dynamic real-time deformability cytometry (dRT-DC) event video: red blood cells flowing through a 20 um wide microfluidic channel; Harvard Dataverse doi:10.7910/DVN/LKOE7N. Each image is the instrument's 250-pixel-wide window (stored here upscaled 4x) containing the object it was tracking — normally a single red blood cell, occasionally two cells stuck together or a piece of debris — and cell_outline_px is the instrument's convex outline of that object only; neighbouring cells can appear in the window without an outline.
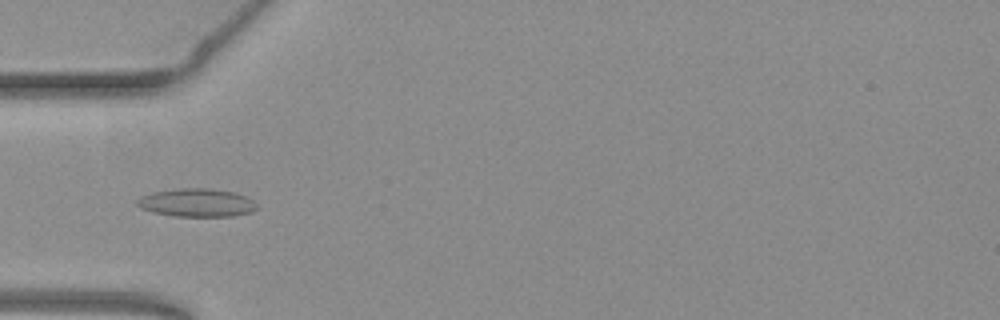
{"species": "common noctule bat (a hibernating species)", "species_latin": "Nyctalus noctula", "temperature_condition": "warm", "stored_images_in_passage": 45, "camera_frame_rate_fps": 3000, "um_per_image_px": 0.085, "animal": {"sex": "female", "body_mass_g": 19.3, "forearm_length_mm": 54.1}, "frame": {"image": 1, "passage_image": 8, "time_ms": 2.333, "image_size_px": [1000, 320], "cell_outline_px": [[260, 208], [252, 212], [232, 216], [172, 216], [152, 212], [140, 208], [136, 204], [136, 200], [152, 192], [180, 188], [208, 188], [232, 192], [244, 196], [252, 200]], "centroid_in_image_um": [16.72, 17.24], "position_along_channel_um": 68.3, "area_um2": 19.65}}
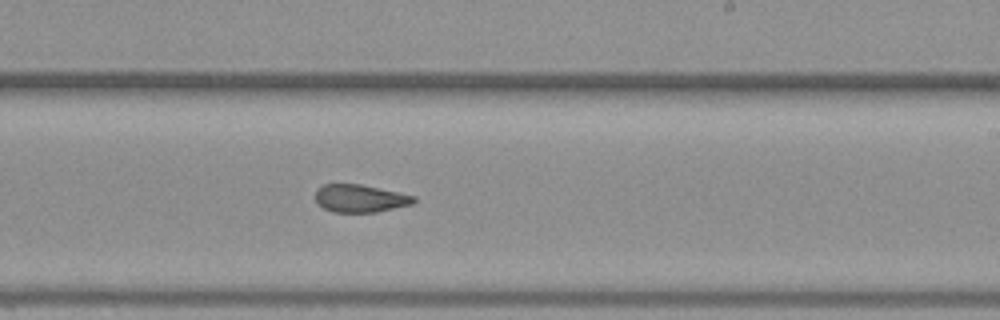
{"frame": {"image": 2, "passage_image": 23, "time_ms": 7.333, "image_size_px": [1000, 320], "cell_outline_px": [[416, 200], [412, 204], [376, 212], [332, 212], [324, 208], [316, 200], [316, 188], [324, 184], [360, 184], [416, 196]], "centroid_in_image_um": [30.6, 16.86], "position_along_channel_um": 258.4, "area_um2": 15.78}}
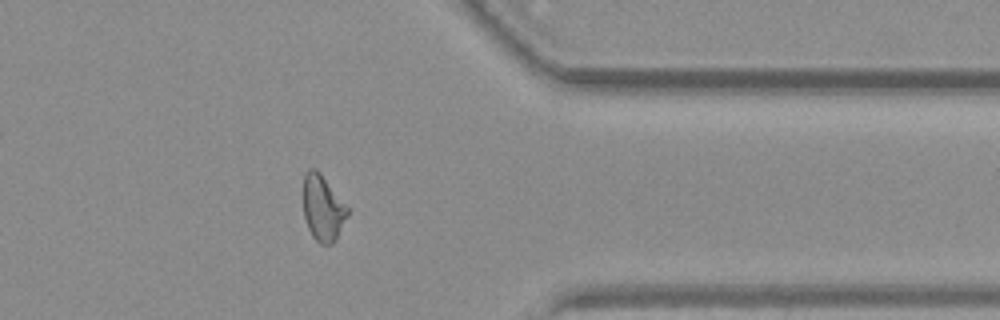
{"frame": {"image": 3, "passage_image": 34, "time_ms": 11.0, "image_size_px": [1000, 320], "cell_outline_px": [[348, 216], [336, 240], [332, 244], [320, 244], [312, 236], [308, 228], [304, 216], [304, 176], [312, 168], [316, 168], [320, 172], [348, 208]], "centroid_in_image_um": [27.45, 17.72], "position_along_channel_um": 384.0, "area_um2": 16.76}, "authors_computed_cell_mechanics": {"area_um2": 17.1666, "velocity_mm_per_s": 3.7983, "shape_relaxation_time_tau1_ms": null, "shape_relaxation_time_tau2_ms": 2.2068, "deformation_change_tau1": null, "deformation_change_tau2": 0.1002}}